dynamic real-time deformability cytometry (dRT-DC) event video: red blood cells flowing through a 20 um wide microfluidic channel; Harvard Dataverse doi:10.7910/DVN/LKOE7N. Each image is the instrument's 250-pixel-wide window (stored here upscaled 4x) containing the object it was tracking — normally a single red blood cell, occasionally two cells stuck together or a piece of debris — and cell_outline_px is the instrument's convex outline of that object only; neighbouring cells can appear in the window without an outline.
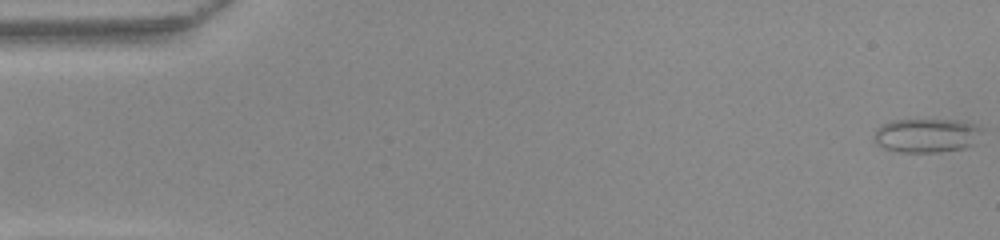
{"species": "common noctule bat (a hibernating species)", "species_latin": "Nyctalus noctula", "temperature_condition": "warm", "stored_images_in_passage": 51, "camera_frame_rate_fps": 3000, "um_per_image_px": 0.085, "animal": {"sex": "female", "body_mass_g": 22.0, "forearm_length_mm": 56.7}, "frame": {"image": 1, "passage_image": 1, "time_ms": 0.0, "image_size_px": [1000, 240], "cell_outline_px": [[980, 128], [972, 144], [964, 148], [936, 152], [896, 152], [884, 148], [876, 144], [872, 140], [872, 136], [876, 128], [892, 120], [956, 120], [972, 124]], "centroid_in_image_um": [78.62, 11.52], "position_along_channel_um": 6.4, "area_um2": 21.1}}
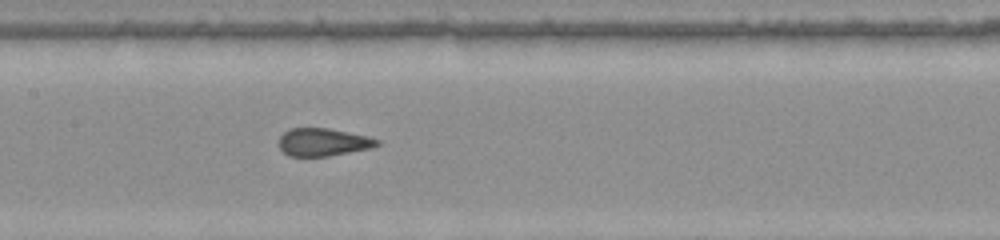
{"frame": {"image": 2, "passage_image": 25, "time_ms": 8.0, "image_size_px": [1000, 240], "cell_outline_px": [[380, 144], [372, 148], [328, 156], [288, 156], [276, 144], [280, 136], [284, 132], [292, 128], [328, 128], [368, 136], [380, 140]], "centroid_in_image_um": [27.45, 12.08], "position_along_channel_um": 180.0, "area_um2": 16.01}}
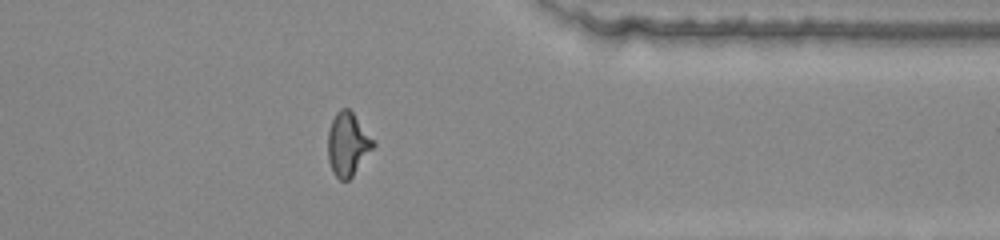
{"frame": {"image": 3, "passage_image": 41, "time_ms": 13.333, "image_size_px": [1000, 240], "cell_outline_px": [[376, 144], [352, 176], [348, 180], [340, 180], [332, 172], [328, 160], [328, 132], [332, 120], [336, 112], [340, 108], [348, 108], [352, 112]], "centroid_in_image_um": [29.53, 12.26], "position_along_channel_um": 381.9, "area_um2": 16.47}}